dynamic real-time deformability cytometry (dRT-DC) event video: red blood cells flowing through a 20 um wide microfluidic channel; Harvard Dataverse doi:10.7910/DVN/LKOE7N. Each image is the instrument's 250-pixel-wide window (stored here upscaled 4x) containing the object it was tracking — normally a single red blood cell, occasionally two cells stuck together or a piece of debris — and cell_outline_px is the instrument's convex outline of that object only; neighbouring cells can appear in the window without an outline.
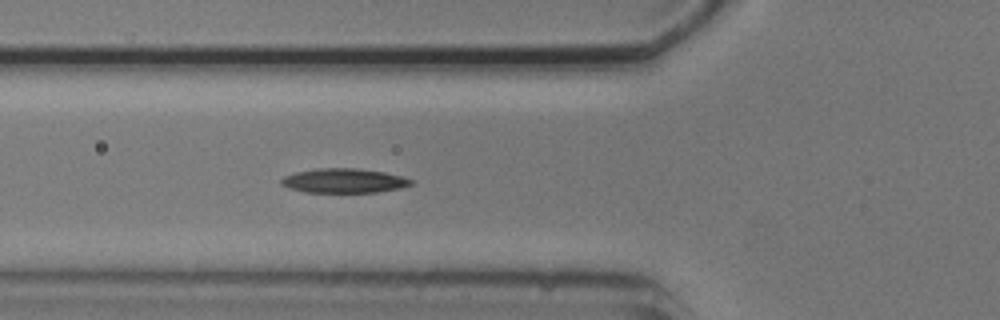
{"species": "common noctule bat (a hibernating species)", "species_latin": "Nyctalus noctula", "temperature_condition": "cold", "stored_images_in_passage": 4, "camera_frame_rate_fps": 3000, "um_per_image_px": 0.085, "animal": {"sex": "male", "body_mass_g": 20.5, "forearm_length_mm": 52.5}, "frame": {"image": 1, "passage_image": 4, "time_ms": 4.333, "image_size_px": [1000, 320], "cell_outline_px": [[416, 180], [412, 184], [400, 188], [376, 192], [304, 192], [288, 188], [280, 184], [280, 180], [284, 176], [296, 172], [316, 168], [356, 168], [384, 172]], "centroid_in_image_um": [29.22, 15.36], "position_along_channel_um": 96.6, "area_um2": 18.5}}